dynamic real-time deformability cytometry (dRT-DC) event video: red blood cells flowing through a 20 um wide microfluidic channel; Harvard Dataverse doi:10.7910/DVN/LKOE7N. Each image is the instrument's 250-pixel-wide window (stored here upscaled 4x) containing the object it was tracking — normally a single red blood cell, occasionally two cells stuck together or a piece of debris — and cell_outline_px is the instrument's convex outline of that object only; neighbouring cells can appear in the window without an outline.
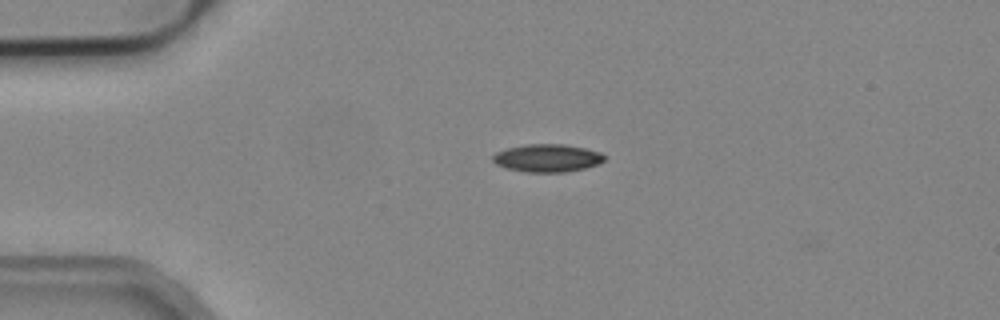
{"species": "common noctule bat (a hibernating species)", "species_latin": "Nyctalus noctula", "temperature_condition": "cold", "stored_images_in_passage": 42, "camera_frame_rate_fps": 3000, "um_per_image_px": 0.085, "animal": {"sex": "male", "body_mass_g": 19.2, "forearm_length_mm": 51.8}, "frame": {"image": 1, "passage_image": 1, "time_ms": 0.0, "image_size_px": [1000, 320], "cell_outline_px": [[604, 160], [596, 164], [584, 168], [564, 172], [524, 172], [508, 168], [496, 164], [492, 160], [492, 156], [496, 152], [508, 148], [528, 144], [564, 144], [584, 148], [600, 152], [604, 156]], "centroid_in_image_um": [46.49, 13.43], "position_along_channel_um": 38.5, "area_um2": 17.86}}
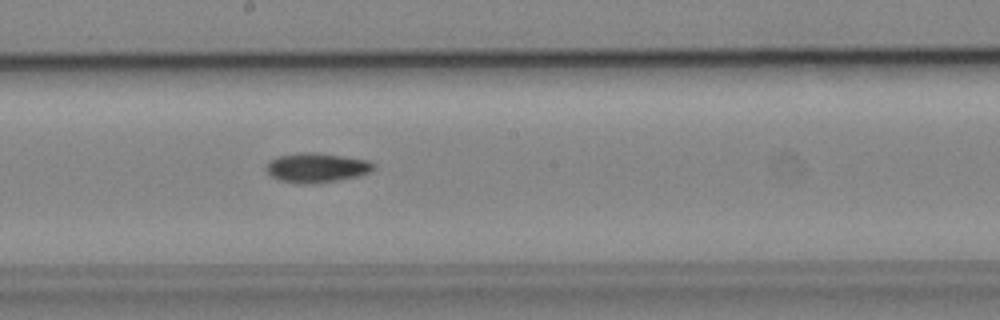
{"frame": {"image": 2, "passage_image": 18, "time_ms": 5.667, "image_size_px": [1000, 320], "cell_outline_px": [[376, 168], [372, 172], [356, 176], [316, 184], [300, 184], [280, 180], [272, 176], [268, 172], [268, 164], [272, 160], [280, 156], [300, 152], [316, 152], [344, 156], [368, 160], [376, 164]], "centroid_in_image_um": [26.99, 14.25], "position_along_channel_um": 221.2, "area_um2": 18.38}}
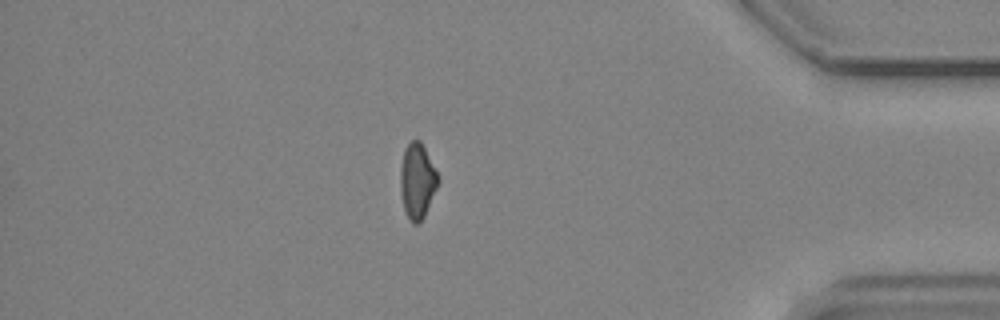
{"frame": {"image": 3, "passage_image": 35, "time_ms": 11.333, "image_size_px": [1000, 320], "cell_outline_px": [[440, 180], [424, 216], [416, 224], [412, 224], [404, 208], [400, 192], [400, 168], [404, 148], [412, 140], [420, 140]], "centroid_in_image_um": [35.44, 15.37], "position_along_channel_um": 399.8, "area_um2": 16.24}}